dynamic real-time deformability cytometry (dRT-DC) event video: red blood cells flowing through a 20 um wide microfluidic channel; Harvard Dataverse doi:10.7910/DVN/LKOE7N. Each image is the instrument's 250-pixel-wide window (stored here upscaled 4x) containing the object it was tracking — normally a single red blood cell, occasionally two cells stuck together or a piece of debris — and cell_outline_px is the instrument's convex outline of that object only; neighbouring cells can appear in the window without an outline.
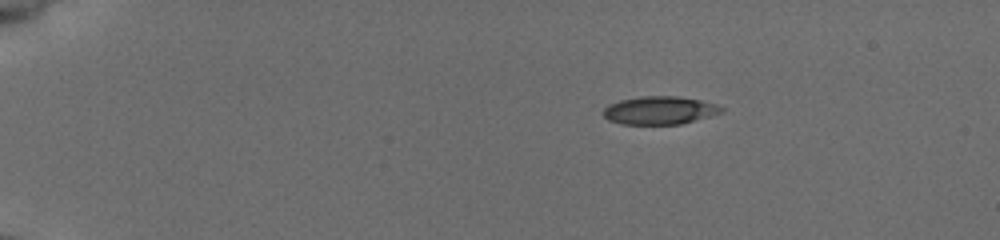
{"species": "common noctule bat (a hibernating species)", "species_latin": "Nyctalus noctula", "temperature_condition": "cold", "stored_images_in_passage": 9, "camera_frame_rate_fps": 3000, "um_per_image_px": 0.085, "animal": {"sex": "female", "body_mass_g": 19.5, "forearm_length_mm": 54.1}, "frame": {"image": 1, "passage_image": 6, "time_ms": 1.667, "image_size_px": [1000, 240], "cell_outline_px": [[724, 112], [680, 124], [620, 124], [608, 120], [600, 112], [608, 104], [620, 100], [640, 96], [676, 96], [700, 100], [716, 104], [724, 108]], "centroid_in_image_um": [56.03, 9.38], "position_along_channel_um": 29.0, "area_um2": 19.42}}